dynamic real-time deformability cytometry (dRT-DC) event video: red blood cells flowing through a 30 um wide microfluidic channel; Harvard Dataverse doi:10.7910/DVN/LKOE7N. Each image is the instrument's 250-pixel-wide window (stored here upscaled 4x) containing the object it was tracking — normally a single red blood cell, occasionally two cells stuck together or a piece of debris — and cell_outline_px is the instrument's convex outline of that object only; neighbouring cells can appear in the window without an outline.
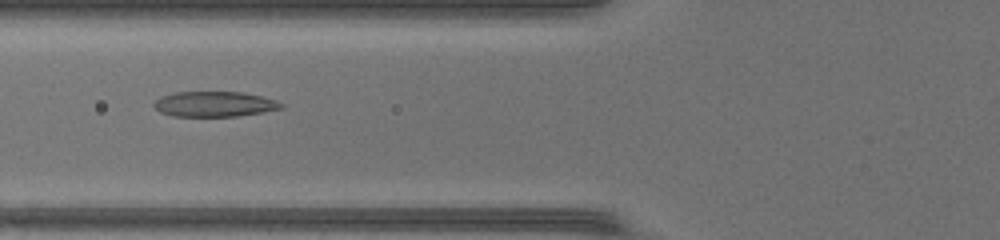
{"species": "common noctule bat (a hibernating species)", "species_latin": "Nyctalus noctula", "temperature_condition": "warm", "stored_images_in_passage": 26, "camera_frame_rate_fps": 3000, "um_per_image_px": 0.085, "animal": {"sex": "female", "body_mass_g": 17.0, "forearm_length_mm": 48.0}, "frame": {"image": 1, "passage_image": 7, "time_ms": 2.0, "image_size_px": [1000, 240], "cell_outline_px": [[284, 108], [264, 112], [236, 116], [172, 116], [160, 112], [152, 104], [160, 96], [176, 92], [244, 92], [276, 100], [284, 104]], "centroid_in_image_um": [18.24, 8.85], "position_along_channel_um": 107.6, "area_um2": 18.79}}
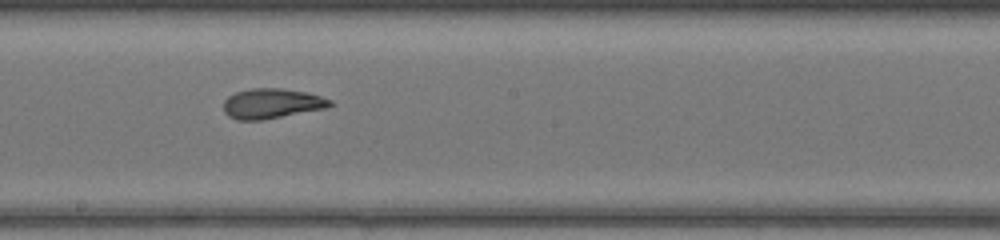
{"frame": {"image": 2, "passage_image": 15, "time_ms": 4.667, "image_size_px": [1000, 240], "cell_outline_px": [[332, 104], [328, 108], [260, 120], [236, 120], [228, 116], [224, 112], [224, 100], [228, 96], [236, 92], [252, 88], [280, 88], [308, 92], [332, 100]], "centroid_in_image_um": [23.1, 8.8], "position_along_channel_um": 225.1, "area_um2": 18.67}}
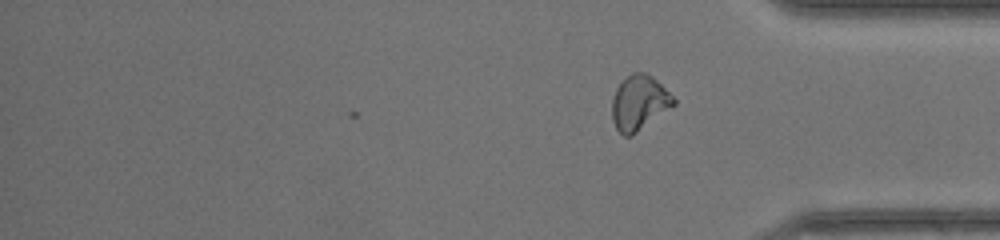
{"frame": {"image": 3, "passage_image": 26, "time_ms": 8.333, "image_size_px": [1000, 240], "cell_outline_px": [[676, 104], [632, 136], [624, 136], [616, 128], [612, 120], [612, 100], [616, 88], [632, 72], [644, 72], [652, 76], [676, 100]], "centroid_in_image_um": [54.32, 8.75], "position_along_channel_um": 380.9, "area_um2": 19.48}, "authors_computed_cell_mechanics": {"area_um2": 18.5538, "velocity_mm_per_s": 4.4067, "shape_relaxation_time_tau1_ms": null, "shape_relaxation_time_tau2_ms": 1.3473, "deformation_change_tau1": null, "deformation_change_tau2": 0.0723}}